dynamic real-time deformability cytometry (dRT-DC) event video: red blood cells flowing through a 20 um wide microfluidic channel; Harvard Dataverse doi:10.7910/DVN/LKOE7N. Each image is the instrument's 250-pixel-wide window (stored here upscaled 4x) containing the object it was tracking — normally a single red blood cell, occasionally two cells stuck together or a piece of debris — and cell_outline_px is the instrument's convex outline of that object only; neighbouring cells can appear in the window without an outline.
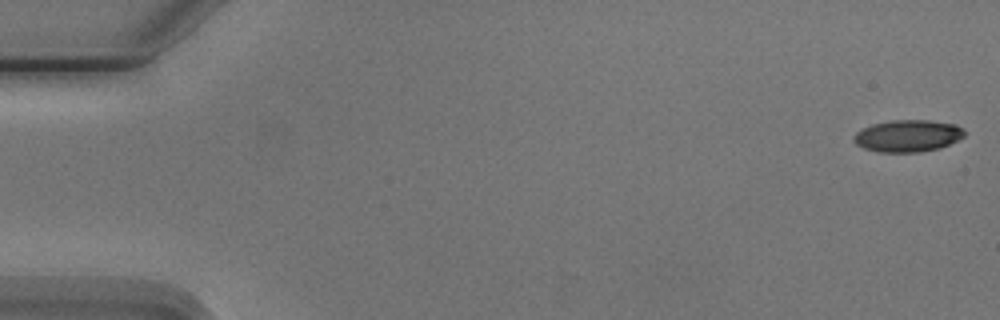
{"species": "Egyptian fruit bat (a non-hibernating species)", "species_latin": "Rousettus aegyptiacus", "temperature_condition": "cold", "stored_images_in_passage": 5, "camera_frame_rate_fps": 3000, "um_per_image_px": 0.085, "animal": {"sex": "male"}, "frame": {"image": 1, "passage_image": 1, "time_ms": 0.0, "image_size_px": [1000, 320], "cell_outline_px": [[964, 136], [940, 148], [920, 152], [880, 152], [864, 148], [856, 144], [852, 140], [856, 132], [872, 124], [892, 120], [928, 120], [956, 124], [964, 128]], "centroid_in_image_um": [77.16, 11.54], "position_along_channel_um": 7.8, "area_um2": 20.58}}
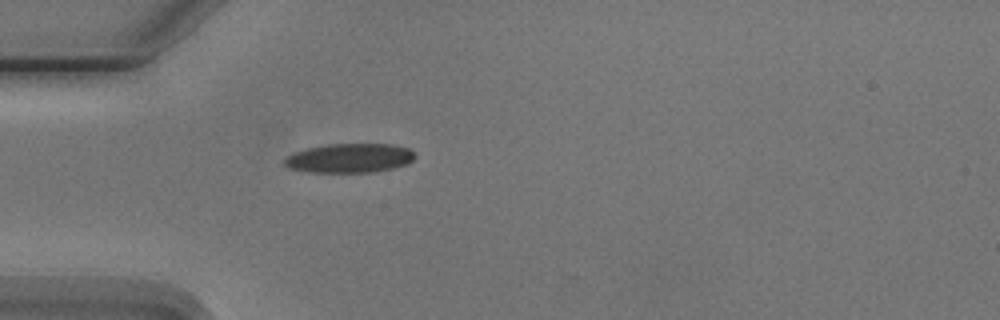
{"frame": {"image": 2, "passage_image": 5, "time_ms": 5.0, "image_size_px": [1000, 320], "cell_outline_px": [[416, 156], [408, 164], [392, 168], [372, 172], [308, 172], [288, 168], [284, 164], [284, 160], [292, 152], [308, 148], [328, 144], [392, 144], [408, 148]], "centroid_in_image_um": [29.7, 13.44], "position_along_channel_um": 55.3, "area_um2": 22.2}}